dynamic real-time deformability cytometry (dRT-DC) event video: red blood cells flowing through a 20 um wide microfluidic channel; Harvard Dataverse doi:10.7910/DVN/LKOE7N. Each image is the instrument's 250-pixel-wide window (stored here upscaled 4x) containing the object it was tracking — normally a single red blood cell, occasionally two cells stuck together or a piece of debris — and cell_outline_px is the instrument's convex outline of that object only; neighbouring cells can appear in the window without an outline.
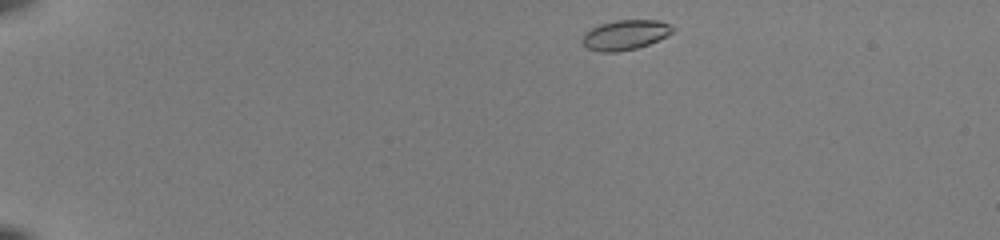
{"species": "common noctule bat (a hibernating species)", "species_latin": "Nyctalus noctula", "temperature_condition": "room temperature", "stored_images_in_passage": 43, "camera_frame_rate_fps": 3000, "um_per_image_px": 0.085, "animal": {"sex": "female", "body_mass_g": 22.0, "forearm_length_mm": 56.7}, "frame": {"image": 1, "passage_image": 1, "time_ms": 0.0, "image_size_px": [1000, 240], "cell_outline_px": [[676, 28], [672, 32], [648, 44], [636, 48], [616, 52], [600, 52], [588, 48], [584, 44], [584, 32], [600, 24], [616, 20], [660, 20]], "centroid_in_image_um": [53.14, 2.95], "position_along_channel_um": 31.9, "area_um2": 15.43}}
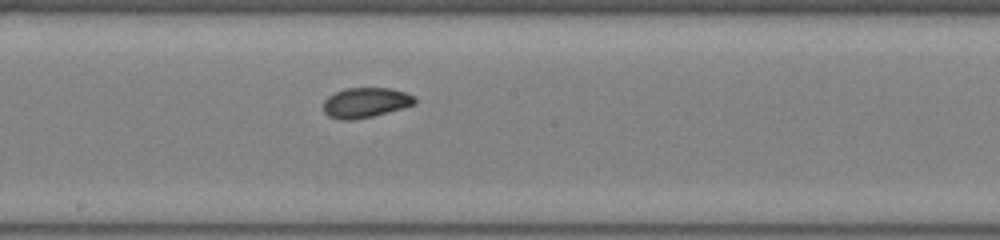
{"frame": {"image": 2, "passage_image": 22, "time_ms": 7.0, "image_size_px": [1000, 240], "cell_outline_px": [[416, 104], [404, 108], [372, 116], [352, 120], [340, 120], [328, 116], [324, 112], [324, 100], [328, 96], [344, 88], [392, 88], [416, 96]], "centroid_in_image_um": [31.09, 8.72], "position_along_channel_um": 217.1, "area_um2": 16.13}}
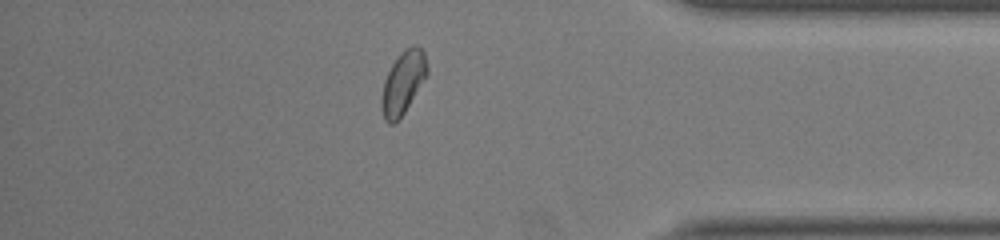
{"frame": {"image": 3, "passage_image": 37, "time_ms": 12.0, "image_size_px": [1000, 240], "cell_outline_px": [[428, 72], [404, 112], [392, 124], [388, 124], [384, 120], [380, 108], [384, 80], [392, 64], [400, 52], [404, 48], [416, 44], [424, 52], [428, 68]], "centroid_in_image_um": [34.24, 7.0], "position_along_channel_um": 401.0, "area_um2": 16.42}, "authors_computed_cell_mechanics": {"area_um2": 15.8372, "velocity_mm_per_s": 3.9954, "shape_relaxation_time_tau1_ms": 2.5496, "shape_relaxation_time_tau2_ms": 2.1397, "deformation_change_tau1": 0.0971, "deformation_change_tau2": 0.0589}}